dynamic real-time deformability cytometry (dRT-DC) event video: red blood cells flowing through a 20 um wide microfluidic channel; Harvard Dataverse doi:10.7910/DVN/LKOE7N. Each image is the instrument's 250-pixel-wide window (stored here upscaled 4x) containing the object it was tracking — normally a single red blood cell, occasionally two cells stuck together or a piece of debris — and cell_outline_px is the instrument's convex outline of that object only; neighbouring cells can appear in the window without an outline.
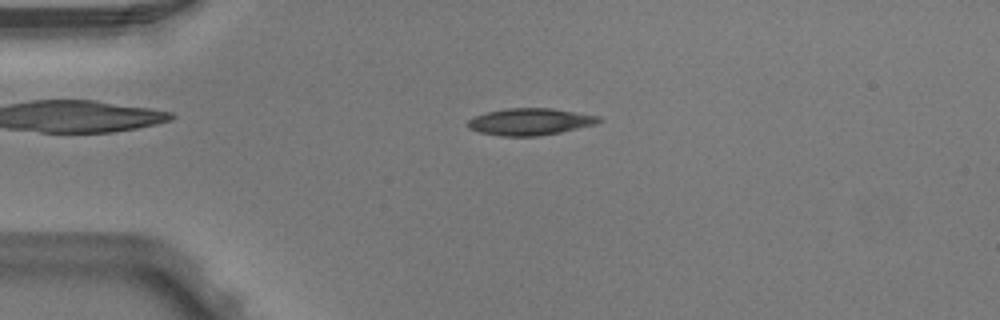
{"species": "Egyptian fruit bat (a non-hibernating species)", "species_latin": "Rousettus aegyptiacus", "temperature_condition": "warm", "stored_images_in_passage": 4, "camera_frame_rate_fps": 3000, "um_per_image_px": 0.085, "animal": {"sex": "male"}, "frame": {"image": 1, "passage_image": 3, "time_ms": 0.667, "image_size_px": [1000, 320], "cell_outline_px": [[604, 120], [596, 124], [560, 132], [540, 136], [500, 136], [480, 132], [468, 128], [468, 120], [476, 116], [488, 112], [508, 108], [552, 108], [600, 116]], "centroid_in_image_um": [45.1, 10.35], "position_along_channel_um": 39.9, "area_um2": 20.46}}